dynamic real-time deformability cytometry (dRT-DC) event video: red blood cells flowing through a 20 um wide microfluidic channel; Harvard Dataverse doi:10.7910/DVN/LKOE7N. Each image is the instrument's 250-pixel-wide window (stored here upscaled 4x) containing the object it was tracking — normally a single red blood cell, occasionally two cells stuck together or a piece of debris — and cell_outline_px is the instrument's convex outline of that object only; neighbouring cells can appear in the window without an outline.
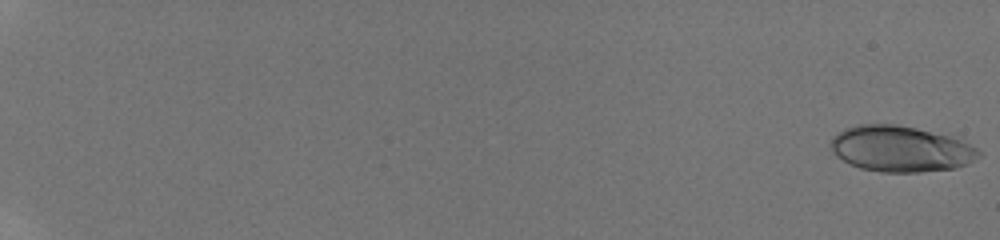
{"species": "human", "species_latin": "Homo sapiens", "temperature_condition": "room temperature", "stored_images_in_passage": 53, "camera_frame_rate_fps": 3000, "um_per_image_px": 0.085, "donor": {"sex": "male"}, "frame": {"image": 1, "passage_image": 1, "time_ms": 0.0, "image_size_px": [1000, 240], "cell_outline_px": [[984, 152], [980, 156], [968, 164], [956, 168], [920, 172], [880, 172], [860, 168], [848, 164], [836, 156], [832, 152], [828, 144], [832, 136], [844, 128], [860, 124], [896, 124], [916, 128], [952, 136]], "centroid_in_image_um": [76.52, 12.65], "position_along_channel_um": 8.5, "area_um2": 40.06}}
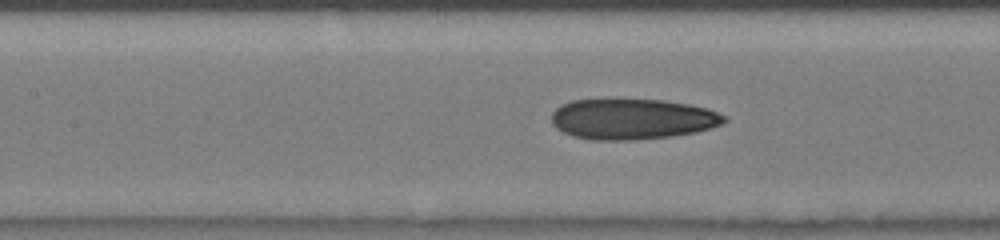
{"frame": {"image": 2, "passage_image": 29, "time_ms": 9.333, "image_size_px": [1000, 240], "cell_outline_px": [[728, 120], [724, 124], [712, 128], [696, 132], [672, 136], [632, 140], [592, 140], [572, 136], [556, 128], [552, 124], [552, 112], [560, 104], [572, 100], [612, 96], [616, 96], [664, 100], [688, 104], [708, 108], [724, 116]], "centroid_in_image_um": [53.71, 10.07], "position_along_channel_um": 153.7, "area_um2": 42.37}}
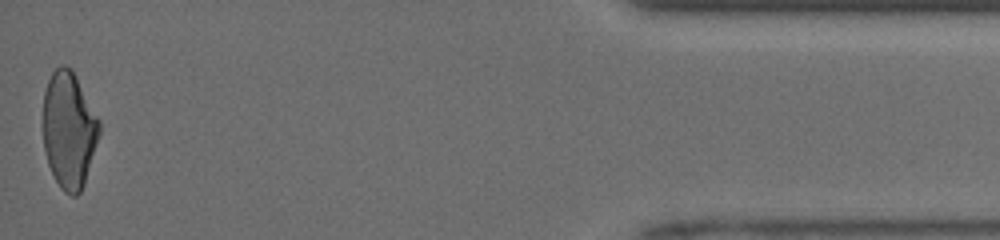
{"frame": {"image": 3, "passage_image": 53, "time_ms": 17.333, "image_size_px": [1000, 240], "cell_outline_px": [[100, 132], [84, 184], [80, 192], [76, 196], [72, 196], [64, 192], [60, 188], [48, 164], [44, 148], [44, 92], [48, 80], [52, 72], [60, 64], [64, 64], [72, 68], [100, 120]], "centroid_in_image_um": [5.87, 11.02], "position_along_channel_um": 429.3, "area_um2": 38.15}, "authors_computed_cell_mechanics": {"area_um2": 39.4774, "velocity_mm_per_s": 4.2289, "shape_relaxation_time_tau1_ms": 8.196, "shape_relaxation_time_tau2_ms": 1.8722, "deformation_change_tau1": 0.2122, "deformation_change_tau2": 0.1008}}